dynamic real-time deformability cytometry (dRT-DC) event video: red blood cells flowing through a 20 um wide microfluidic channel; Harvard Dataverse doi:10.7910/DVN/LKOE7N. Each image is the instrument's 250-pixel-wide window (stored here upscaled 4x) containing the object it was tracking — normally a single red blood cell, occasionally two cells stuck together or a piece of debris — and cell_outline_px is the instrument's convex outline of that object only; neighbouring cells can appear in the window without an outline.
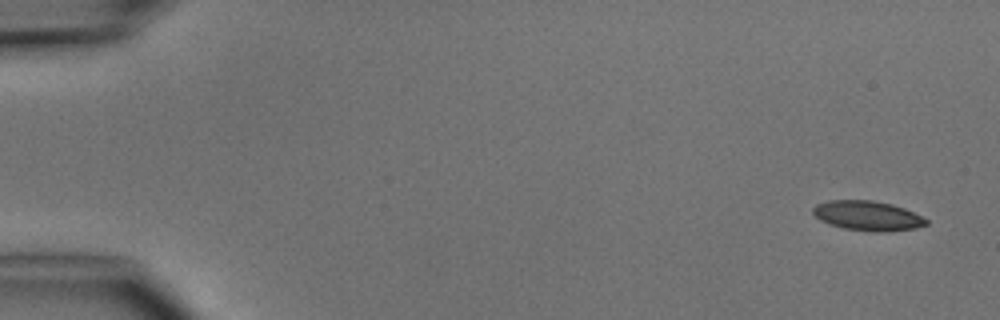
{"species": "common noctule bat (a hibernating species)", "species_latin": "Nyctalus noctula", "temperature_condition": "cold", "stored_images_in_passage": 5, "camera_frame_rate_fps": 3000, "um_per_image_px": 0.085, "animal": {"sex": "male", "body_mass_g": 15.6}, "frame": {"image": 1, "passage_image": 1, "time_ms": 0.0, "image_size_px": [1000, 320], "cell_outline_px": [[928, 224], [916, 228], [884, 232], [872, 232], [844, 228], [828, 224], [820, 220], [812, 212], [812, 208], [816, 204], [828, 200], [872, 200], [892, 204], [904, 208], [928, 220]], "centroid_in_image_um": [73.72, 18.34], "position_along_channel_um": 11.3, "area_um2": 19.65}}
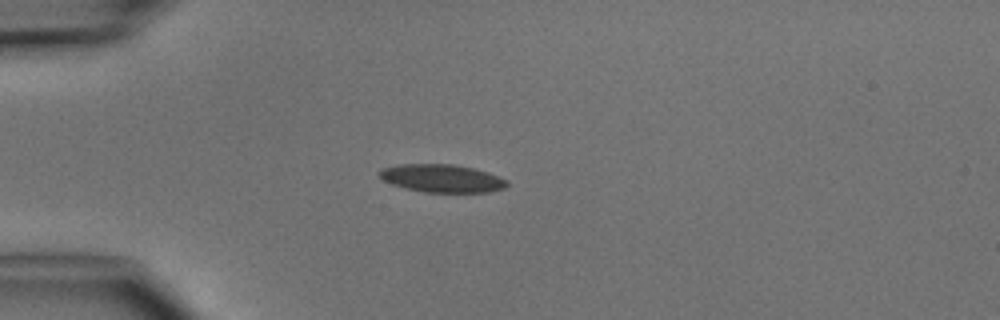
{"frame": {"image": 2, "passage_image": 4, "time_ms": 3.667, "image_size_px": [1000, 320], "cell_outline_px": [[508, 184], [504, 188], [488, 192], [424, 192], [392, 184], [384, 180], [376, 172], [380, 168], [400, 164], [452, 164], [472, 168], [488, 172], [500, 176], [508, 180]], "centroid_in_image_um": [37.57, 15.15], "position_along_channel_um": 47.4, "area_um2": 20.75}}